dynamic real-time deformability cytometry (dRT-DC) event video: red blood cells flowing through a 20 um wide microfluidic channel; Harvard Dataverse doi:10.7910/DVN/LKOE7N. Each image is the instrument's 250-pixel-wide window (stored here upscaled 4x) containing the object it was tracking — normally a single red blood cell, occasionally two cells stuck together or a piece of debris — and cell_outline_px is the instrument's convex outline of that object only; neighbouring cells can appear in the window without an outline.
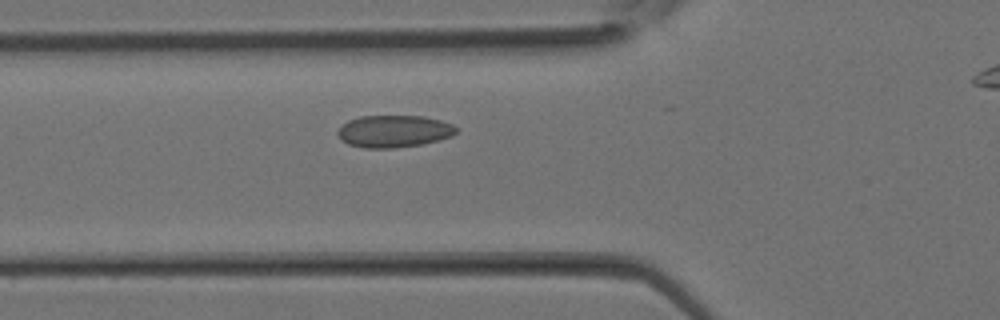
{"species": "Egyptian fruit bat (a non-hibernating species)", "species_latin": "Rousettus aegyptiacus", "temperature_condition": "room temperature", "stored_images_in_passage": 21, "camera_frame_rate_fps": 3000, "um_per_image_px": 0.085, "animal": {"sex": "female"}, "frame": {"image": 1, "passage_image": 6, "time_ms": 1.667, "image_size_px": [1000, 320], "cell_outline_px": [[456, 132], [452, 136], [424, 144], [392, 148], [364, 148], [348, 144], [340, 140], [336, 132], [348, 120], [360, 116], [424, 116], [440, 120], [452, 124], [456, 128]], "centroid_in_image_um": [33.46, 11.16], "position_along_channel_um": 92.3, "area_um2": 22.25}}
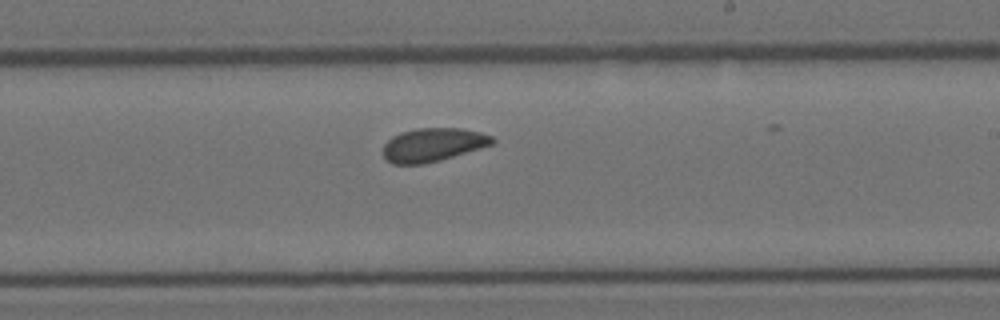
{"frame": {"image": 2, "passage_image": 14, "time_ms": 4.333, "image_size_px": [1000, 320], "cell_outline_px": [[496, 140], [492, 144], [440, 160], [424, 164], [392, 164], [384, 160], [384, 144], [392, 136], [400, 132], [416, 128], [460, 128], [480, 132], [492, 136]], "centroid_in_image_um": [36.76, 12.3], "position_along_channel_um": 252.2, "area_um2": 21.27}}
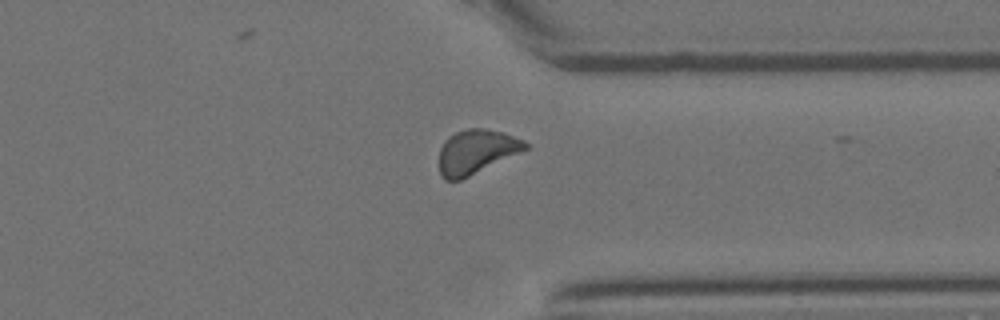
{"frame": {"image": 3, "passage_image": 20, "time_ms": 6.333, "image_size_px": [1000, 320], "cell_outline_px": [[528, 148], [520, 152], [460, 180], [444, 180], [440, 176], [440, 148], [444, 140], [448, 136], [456, 132], [468, 128], [484, 128], [504, 132], [524, 140], [528, 144]], "centroid_in_image_um": [40.46, 12.88], "position_along_channel_um": 370.9, "area_um2": 22.08}}